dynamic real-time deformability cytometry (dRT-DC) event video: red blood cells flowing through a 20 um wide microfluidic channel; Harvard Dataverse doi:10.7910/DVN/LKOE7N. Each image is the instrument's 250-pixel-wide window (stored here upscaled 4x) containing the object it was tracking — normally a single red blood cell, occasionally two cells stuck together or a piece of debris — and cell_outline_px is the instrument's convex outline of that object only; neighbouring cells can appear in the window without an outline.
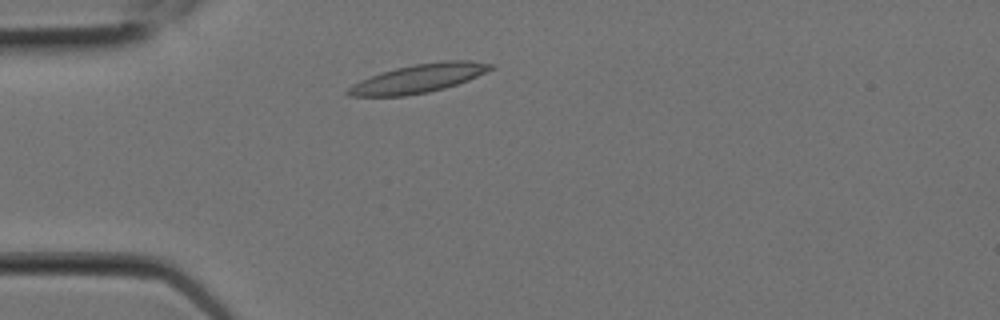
{"species": "Egyptian fruit bat (a non-hibernating species)", "species_latin": "Rousettus aegyptiacus", "temperature_condition": "room temperature", "stored_images_in_passage": 6, "camera_frame_rate_fps": 3000, "um_per_image_px": 0.085, "animal": {"sex": "female"}, "frame": {"image": 1, "passage_image": 3, "time_ms": 0.667, "image_size_px": [1000, 320], "cell_outline_px": [[496, 68], [468, 80], [444, 88], [428, 92], [404, 96], [348, 96], [344, 92], [352, 84], [360, 80], [396, 68], [416, 64], [444, 60], [468, 60], [496, 64]], "centroid_in_image_um": [35.62, 6.66], "position_along_channel_um": 49.4, "area_um2": 23.7}}
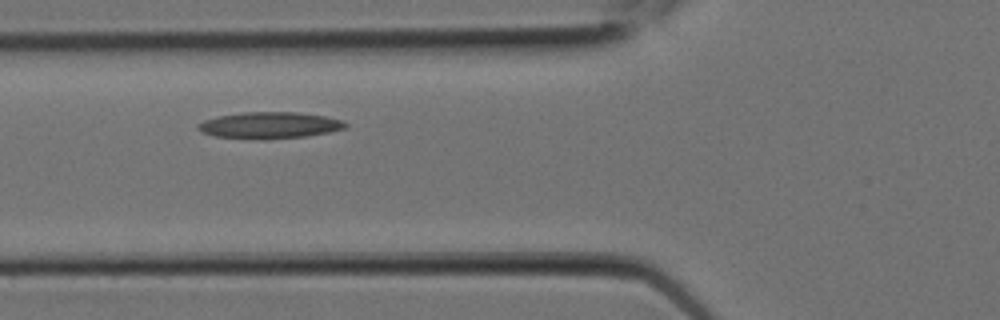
{"frame": {"image": 2, "passage_image": 5, "time_ms": 1.333, "image_size_px": [1000, 320], "cell_outline_px": [[348, 128], [328, 132], [304, 136], [264, 140], [216, 136], [204, 132], [196, 128], [196, 124], [204, 120], [216, 116], [240, 112], [296, 112], [324, 116], [344, 120], [348, 124]], "centroid_in_image_um": [22.92, 10.64], "position_along_channel_um": 102.9, "area_um2": 22.89}}
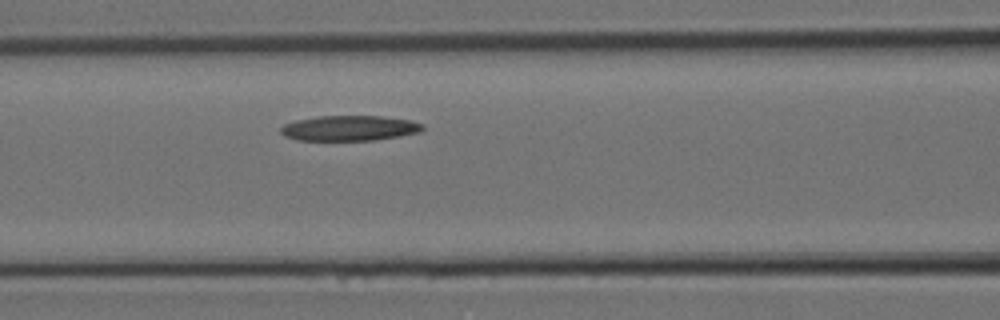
{"frame": {"image": 3, "passage_image": 6, "time_ms": 1.667, "image_size_px": [1000, 320], "cell_outline_px": [[424, 128], [420, 132], [400, 136], [376, 140], [296, 140], [284, 136], [280, 132], [280, 128], [284, 124], [296, 120], [316, 116], [384, 116], [408, 120], [424, 124]], "centroid_in_image_um": [29.69, 10.89], "position_along_channel_um": 136.9, "area_um2": 20.98}}